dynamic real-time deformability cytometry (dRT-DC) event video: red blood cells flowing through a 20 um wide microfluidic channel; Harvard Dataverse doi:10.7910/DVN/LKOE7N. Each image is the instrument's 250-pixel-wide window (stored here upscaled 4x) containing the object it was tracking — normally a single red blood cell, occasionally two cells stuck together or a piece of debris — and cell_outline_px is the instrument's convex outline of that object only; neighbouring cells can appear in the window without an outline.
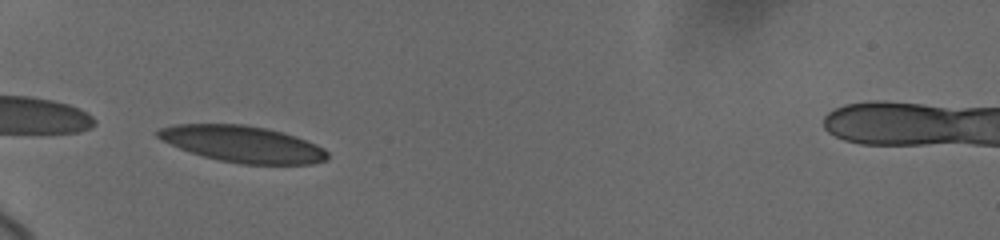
{"species": "human", "species_latin": "Homo sapiens", "temperature_condition": "cold", "stored_images_in_passage": 35, "camera_frame_rate_fps": 3000, "um_per_image_px": 0.085, "donor": {"sex": "female"}, "frame": {"image": 1, "passage_image": 1, "time_ms": 0.0, "image_size_px": [1000, 240], "cell_outline_px": [[328, 160], [312, 164], [240, 164], [220, 160], [204, 156], [180, 148], [160, 140], [156, 136], [156, 132], [160, 128], [176, 124], [244, 124], [264, 128], [296, 136], [316, 144], [324, 148], [328, 152]], "centroid_in_image_um": [20.64, 12.24], "position_along_channel_um": 64.4, "area_um2": 35.89}}
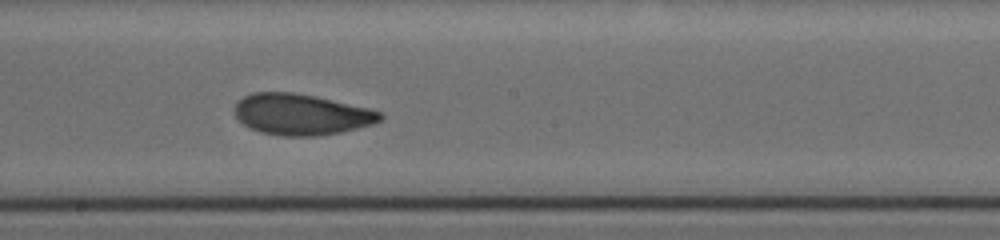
{"frame": {"image": 2, "passage_image": 20, "time_ms": 4.667, "image_size_px": [1000, 240], "cell_outline_px": [[384, 116], [380, 120], [372, 124], [340, 132], [316, 136], [284, 136], [260, 132], [248, 128], [236, 116], [236, 100], [252, 92], [292, 92], [312, 96], [368, 108], [380, 112]], "centroid_in_image_um": [25.57, 9.73], "position_along_channel_um": 222.6, "area_um2": 34.45}}
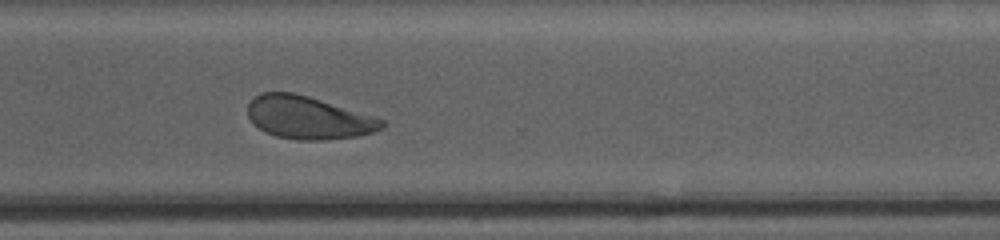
{"frame": {"image": 3, "passage_image": 29, "time_ms": 8.0, "image_size_px": [1000, 240], "cell_outline_px": [[384, 128], [372, 132], [356, 136], [324, 140], [296, 140], [276, 136], [264, 132], [248, 116], [248, 104], [260, 92], [292, 92], [308, 96], [376, 116], [384, 120]], "centroid_in_image_um": [26.23, 10.0], "position_along_channel_um": 344.4, "area_um2": 33.35}, "authors_computed_cell_mechanics": {"area_um2": 34.9112, "velocity_mm_per_s": 3.6871, "shape_relaxation_time_tau1_ms": 3.8192, "shape_relaxation_time_tau2_ms": 1.7383, "deformation_change_tau1": 0.1269, "deformation_change_tau2": 0.0622}}